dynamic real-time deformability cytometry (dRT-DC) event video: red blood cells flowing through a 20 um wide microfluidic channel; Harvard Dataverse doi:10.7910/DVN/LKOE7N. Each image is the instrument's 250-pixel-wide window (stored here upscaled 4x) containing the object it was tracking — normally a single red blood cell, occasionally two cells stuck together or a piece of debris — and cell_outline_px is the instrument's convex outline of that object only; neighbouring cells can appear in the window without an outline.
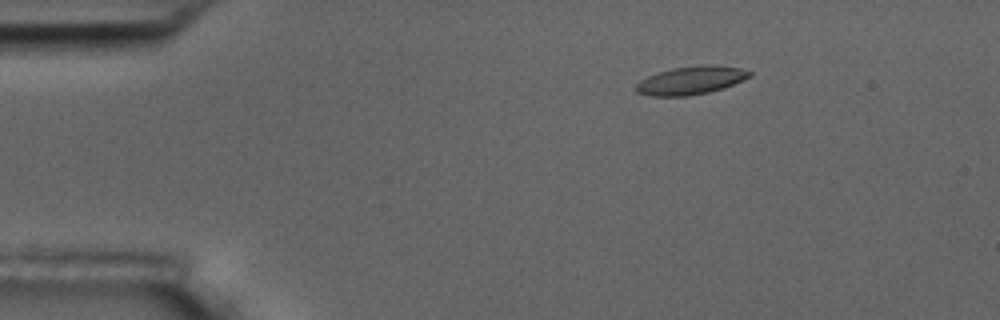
{"species": "common noctule bat (a hibernating species)", "species_latin": "Nyctalus noctula", "temperature_condition": "room temperature", "stored_images_in_passage": 6, "camera_frame_rate_fps": 3000, "um_per_image_px": 0.085, "animal": {"sex": "male", "body_mass_g": 17.5, "forearm_length_mm": 52.3}, "frame": {"image": 1, "passage_image": 6, "time_ms": 6.0, "image_size_px": [1000, 320], "cell_outline_px": [[752, 76], [744, 80], [708, 92], [688, 96], [652, 96], [636, 92], [636, 84], [640, 80], [648, 76], [672, 68], [740, 68], [752, 72]], "centroid_in_image_um": [58.65, 6.89], "position_along_channel_um": 26.4, "area_um2": 17.46}}